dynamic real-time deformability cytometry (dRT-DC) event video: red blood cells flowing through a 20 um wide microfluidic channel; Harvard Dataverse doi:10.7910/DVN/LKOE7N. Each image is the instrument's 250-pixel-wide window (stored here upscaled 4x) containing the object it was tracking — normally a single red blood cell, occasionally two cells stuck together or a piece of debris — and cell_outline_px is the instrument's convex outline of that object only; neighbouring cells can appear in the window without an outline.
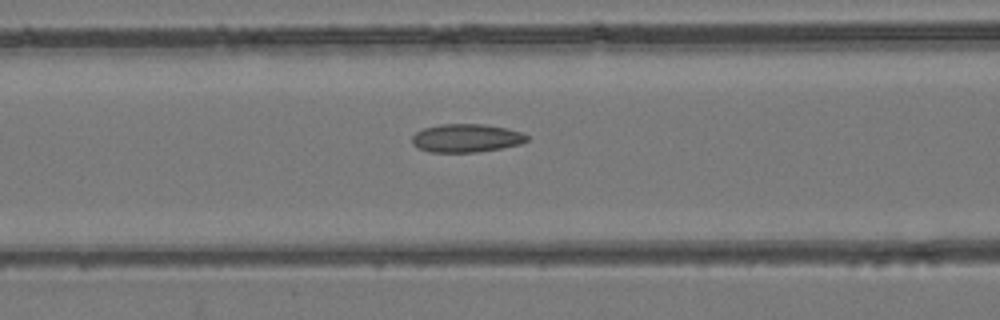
{"species": "common noctule bat (a hibernating species)", "species_latin": "Nyctalus noctula", "temperature_condition": "room temperature", "stored_images_in_passage": 48, "camera_frame_rate_fps": 3000, "um_per_image_px": 0.085, "animal": {"sex": "female", "body_mass_g": 24.6, "forearm_length_mm": 56.2}, "frame": {"image": 1, "passage_image": 17, "time_ms": 5.333, "image_size_px": [1000, 320], "cell_outline_px": [[528, 140], [520, 144], [500, 148], [476, 152], [428, 152], [416, 148], [412, 144], [412, 136], [416, 132], [424, 128], [440, 124], [484, 124], [508, 128], [524, 132], [528, 136]], "centroid_in_image_um": [39.63, 11.73], "position_along_channel_um": 127.0, "area_um2": 19.13}}
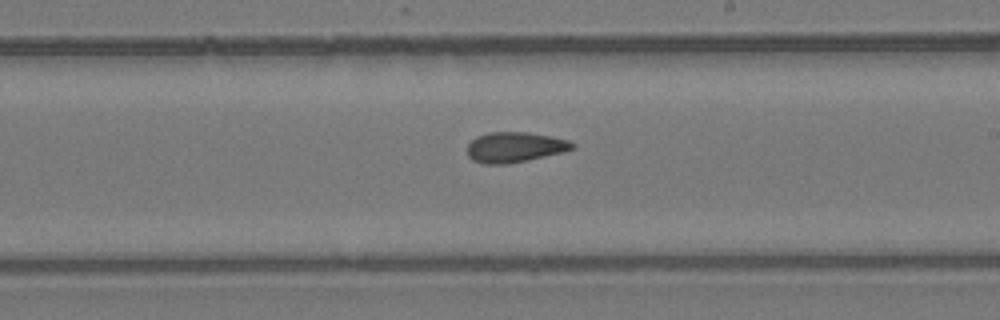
{"frame": {"image": 2, "passage_image": 26, "time_ms": 8.333, "image_size_px": [1000, 320], "cell_outline_px": [[576, 148], [560, 152], [508, 164], [484, 164], [472, 160], [468, 156], [468, 144], [476, 136], [488, 132], [528, 132], [568, 140], [576, 144]], "centroid_in_image_um": [43.72, 12.5], "position_along_channel_um": 245.3, "area_um2": 18.38}}
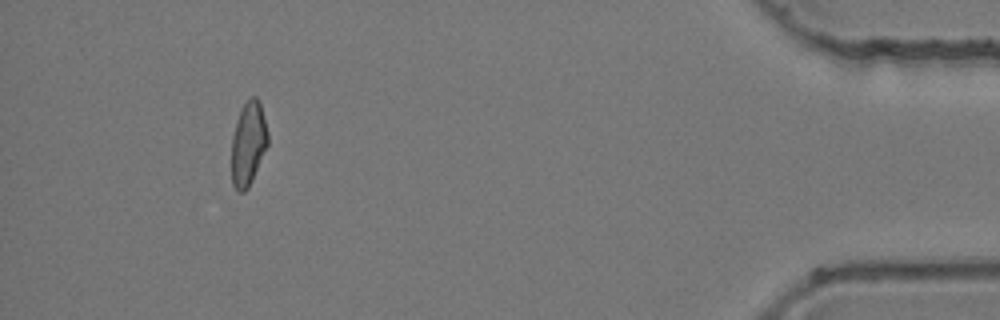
{"frame": {"image": 3, "passage_image": 44, "time_ms": 14.333, "image_size_px": [1000, 320], "cell_outline_px": [[268, 144], [252, 180], [248, 188], [244, 192], [236, 192], [232, 184], [232, 136], [236, 120], [244, 104], [252, 96], [256, 96], [260, 104], [268, 132]], "centroid_in_image_um": [21.09, 12.24], "position_along_channel_um": 414.1, "area_um2": 17.63}, "authors_computed_cell_mechanics": {"area_um2": 18.3804, "velocity_mm_per_s": 3.9471, "shape_relaxation_time_tau1_ms": null, "shape_relaxation_time_tau2_ms": 3.2677, "deformation_change_tau1": null, "deformation_change_tau2": 0.1091}}